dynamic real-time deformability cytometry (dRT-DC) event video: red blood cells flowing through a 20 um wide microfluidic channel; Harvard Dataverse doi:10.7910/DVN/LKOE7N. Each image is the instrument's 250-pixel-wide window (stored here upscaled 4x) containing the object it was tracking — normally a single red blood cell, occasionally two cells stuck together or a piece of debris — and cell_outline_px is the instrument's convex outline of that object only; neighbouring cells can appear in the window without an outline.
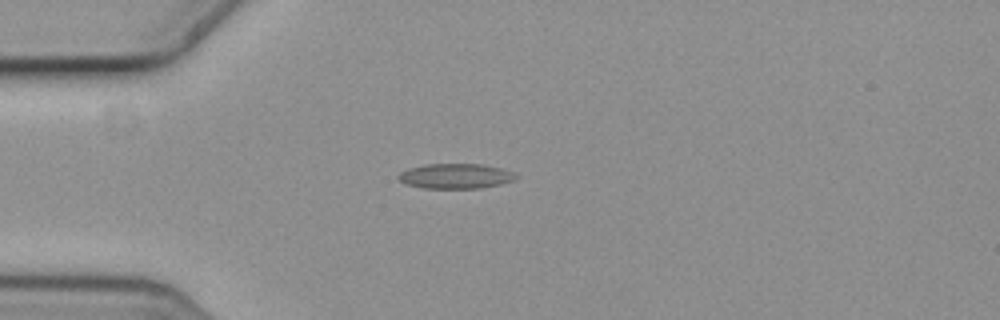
{"species": "common noctule bat (a hibernating species)", "species_latin": "Nyctalus noctula", "temperature_condition": "cold", "stored_images_in_passage": 7, "camera_frame_rate_fps": 3000, "um_per_image_px": 0.085, "animal": {"sex": "female", "body_mass_g": 19.3, "forearm_length_mm": 54.1}, "frame": {"image": 1, "passage_image": 4, "time_ms": 1.0, "image_size_px": [1000, 320], "cell_outline_px": [[516, 176], [512, 180], [500, 184], [480, 188], [424, 188], [404, 184], [396, 176], [400, 172], [408, 168], [424, 164], [484, 164], [500, 168], [512, 172]], "centroid_in_image_um": [38.65, 14.96], "position_along_channel_um": 46.3, "area_um2": 17.05}}
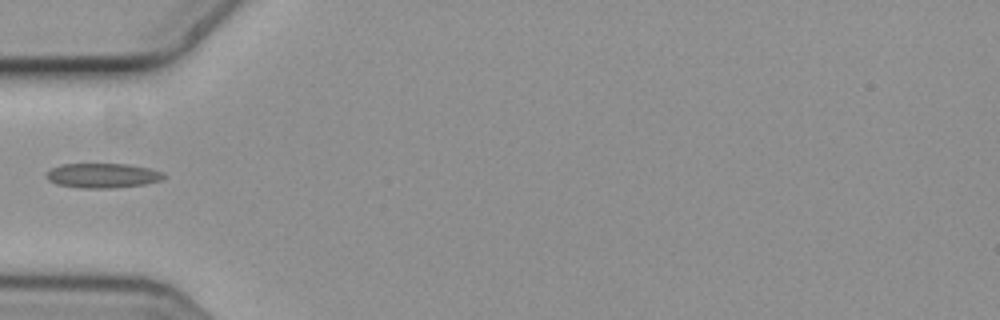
{"frame": {"image": 2, "passage_image": 5, "time_ms": 1.333, "image_size_px": [1000, 320], "cell_outline_px": [[164, 180], [144, 184], [108, 188], [80, 188], [56, 184], [48, 180], [44, 176], [52, 168], [60, 164], [128, 164], [148, 168], [164, 172]], "centroid_in_image_um": [8.71, 14.92], "position_along_channel_um": 76.3, "area_um2": 16.88}}
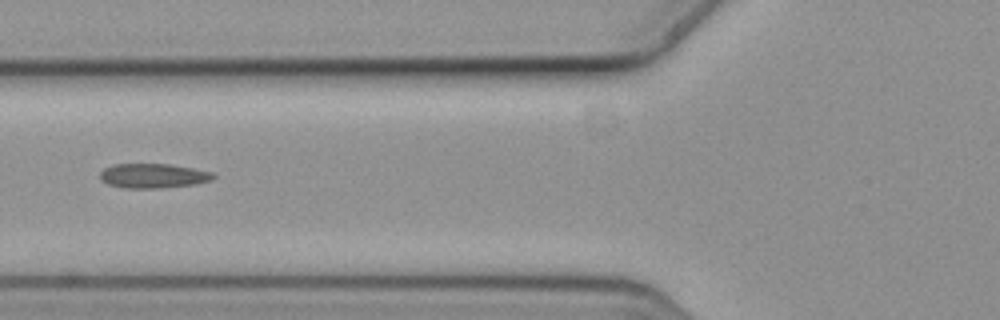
{"frame": {"image": 3, "passage_image": 6, "time_ms": 1.667, "image_size_px": [1000, 320], "cell_outline_px": [[216, 176], [208, 180], [196, 184], [160, 188], [124, 188], [108, 184], [100, 180], [100, 172], [104, 168], [112, 164], [168, 164], [192, 168], [212, 172]], "centroid_in_image_um": [12.97, 14.94], "position_along_channel_um": 112.8, "area_um2": 16.13}}